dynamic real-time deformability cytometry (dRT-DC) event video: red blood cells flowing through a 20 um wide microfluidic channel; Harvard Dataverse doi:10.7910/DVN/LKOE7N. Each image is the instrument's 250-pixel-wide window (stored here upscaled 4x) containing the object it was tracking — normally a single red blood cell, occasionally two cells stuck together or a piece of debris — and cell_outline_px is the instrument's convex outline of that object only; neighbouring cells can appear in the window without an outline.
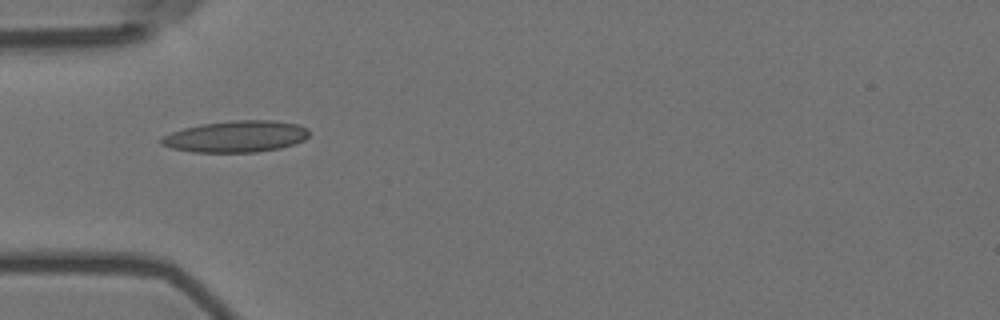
{"species": "Egyptian fruit bat (a non-hibernating species)", "species_latin": "Rousettus aegyptiacus", "temperature_condition": "room temperature", "stored_images_in_passage": 34, "camera_frame_rate_fps": 3000, "um_per_image_px": 0.085, "animal": {"sex": "female"}, "frame": {"image": 1, "passage_image": 1, "time_ms": 0.0, "image_size_px": [1000, 320], "cell_outline_px": [[308, 136], [304, 140], [296, 144], [280, 148], [256, 152], [192, 152], [172, 148], [160, 144], [160, 140], [164, 136], [172, 132], [184, 128], [200, 124], [232, 120], [272, 120], [296, 124], [308, 128]], "centroid_in_image_um": [20.07, 11.6], "position_along_channel_um": 64.9, "area_um2": 27.17}}
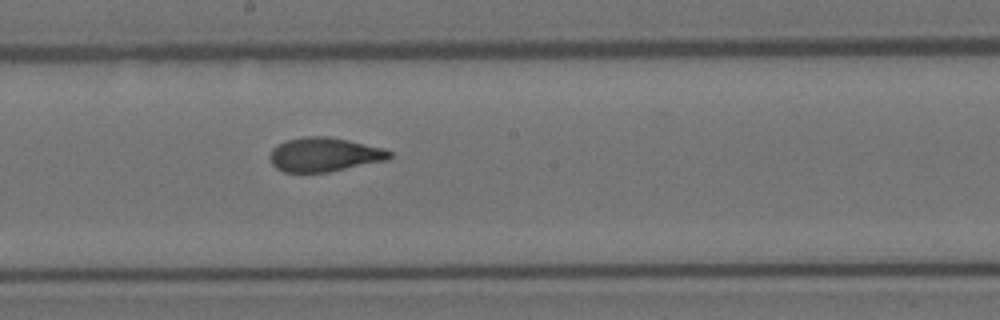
{"frame": {"image": 2, "passage_image": 14, "time_ms": 4.333, "image_size_px": [1000, 320], "cell_outline_px": [[392, 156], [388, 160], [328, 172], [284, 172], [276, 168], [272, 164], [268, 156], [272, 148], [288, 140], [304, 136], [328, 136], [348, 140], [384, 148], [392, 152]], "centroid_in_image_um": [27.57, 13.14], "position_along_channel_um": 220.6, "area_um2": 23.81}}
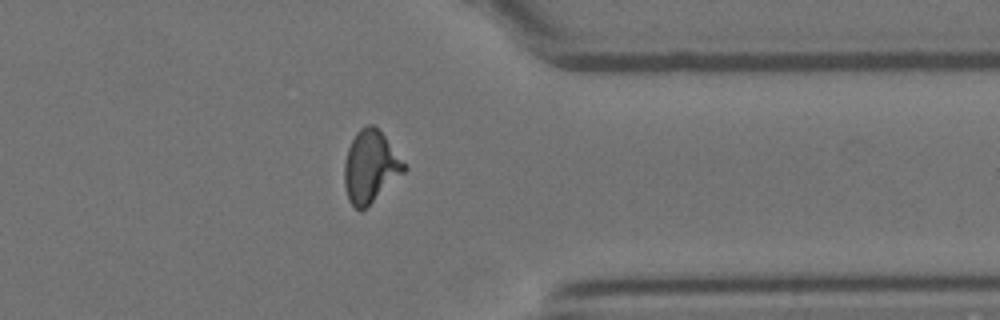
{"frame": {"image": 3, "passage_image": 28, "time_ms": 9.0, "image_size_px": [1000, 320], "cell_outline_px": [[408, 168], [404, 172], [360, 212], [348, 200], [344, 184], [344, 160], [348, 148], [356, 132], [360, 128], [368, 124], [372, 124], [384, 136]], "centroid_in_image_um": [31.45, 14.16], "position_along_channel_um": 380.0, "area_um2": 24.57}, "authors_computed_cell_mechanics": {"area_um2": 23.987, "velocity_mm_per_s": 3.5882, "shape_relaxation_time_tau1_ms": 6.5178, "shape_relaxation_time_tau2_ms": 1.2069, "deformation_change_tau1": 0.2144, "deformation_change_tau2": 0.0891}}